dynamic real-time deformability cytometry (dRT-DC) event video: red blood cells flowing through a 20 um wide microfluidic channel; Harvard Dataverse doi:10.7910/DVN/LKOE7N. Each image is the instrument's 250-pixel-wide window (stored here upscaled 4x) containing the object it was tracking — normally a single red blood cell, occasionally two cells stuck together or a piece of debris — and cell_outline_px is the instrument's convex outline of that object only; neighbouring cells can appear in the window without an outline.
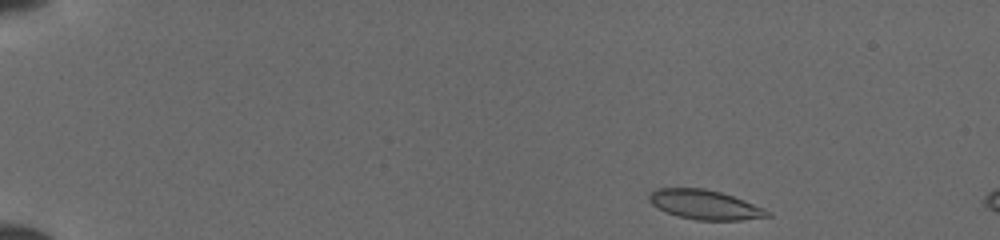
{"species": "common noctule bat (a hibernating species)", "species_latin": "Nyctalus noctula", "temperature_condition": "cold", "stored_images_in_passage": 7, "camera_frame_rate_fps": 3000, "um_per_image_px": 0.085, "animal": {"sex": "female", "body_mass_g": 19.5, "forearm_length_mm": 54.1}, "frame": {"image": 1, "passage_image": 1, "time_ms": 0.0, "image_size_px": [1000, 240], "cell_outline_px": [[772, 216], [740, 220], [696, 220], [680, 216], [668, 212], [652, 204], [648, 200], [648, 196], [656, 188], [704, 188], [720, 192], [744, 200], [764, 208], [772, 212]], "centroid_in_image_um": [59.95, 17.4], "position_along_channel_um": 25.1, "area_um2": 20.11}}